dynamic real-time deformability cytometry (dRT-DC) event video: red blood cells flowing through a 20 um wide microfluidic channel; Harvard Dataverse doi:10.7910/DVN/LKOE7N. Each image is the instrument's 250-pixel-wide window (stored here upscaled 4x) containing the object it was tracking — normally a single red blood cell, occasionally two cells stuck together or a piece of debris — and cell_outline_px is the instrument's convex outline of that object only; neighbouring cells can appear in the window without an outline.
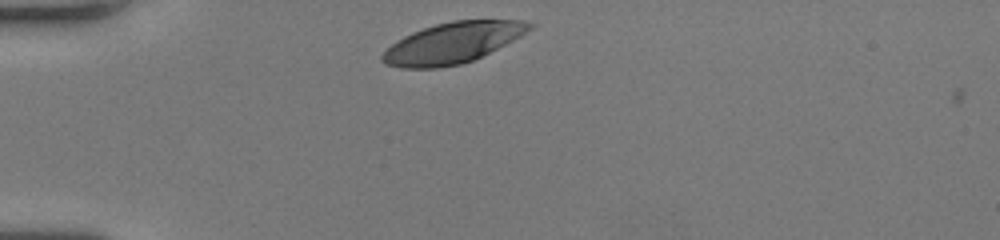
{"species": "human", "species_latin": "Homo sapiens", "temperature_condition": "room temperature", "stored_images_in_passage": 30, "camera_frame_rate_fps": 3000, "um_per_image_px": 0.085, "donor": {"sex": "female"}, "frame": {"image": 1, "passage_image": 1, "time_ms": 0.0, "image_size_px": [1000, 240], "cell_outline_px": [[536, 24], [532, 28], [520, 36], [472, 60], [460, 64], [440, 68], [400, 68], [384, 64], [380, 60], [380, 56], [396, 40], [412, 32], [436, 24], [452, 20], [520, 20]], "centroid_in_image_um": [38.42, 3.64], "position_along_channel_um": 46.6, "area_um2": 34.68}}
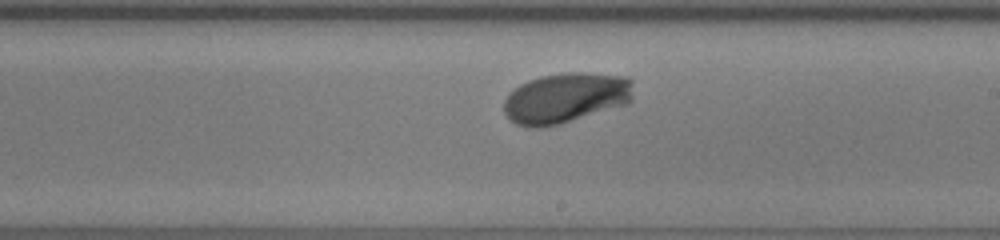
{"frame": {"image": 2, "passage_image": 18, "time_ms": 5.667, "image_size_px": [1000, 240], "cell_outline_px": [[632, 100], [628, 104], [560, 124], [540, 128], [528, 128], [516, 124], [504, 112], [504, 100], [508, 92], [512, 88], [528, 80], [540, 76], [568, 72], [588, 72], [628, 76], [632, 80]], "centroid_in_image_um": [48.09, 8.31], "position_along_channel_um": 240.9, "area_um2": 38.55}}
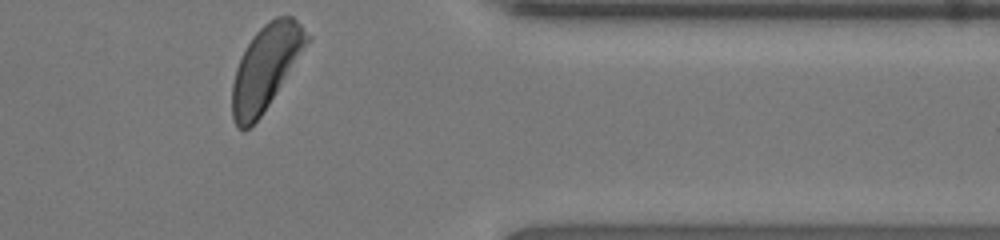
{"frame": {"image": 3, "passage_image": 30, "time_ms": 9.667, "image_size_px": [1000, 240], "cell_outline_px": [[312, 40], [260, 116], [244, 132], [236, 128], [232, 120], [232, 84], [236, 68], [252, 36], [268, 20], [276, 16], [292, 16], [312, 36]], "centroid_in_image_um": [22.61, 5.72], "position_along_channel_um": 388.8, "area_um2": 36.65}, "authors_computed_cell_mechanics": {"area_um2": 36.414, "velocity_mm_per_s": 3.995, "shape_relaxation_time_tau1_ms": 2.2904, "shape_relaxation_time_tau2_ms": null, "deformation_change_tau1": 0.1503, "deformation_change_tau2": null}}